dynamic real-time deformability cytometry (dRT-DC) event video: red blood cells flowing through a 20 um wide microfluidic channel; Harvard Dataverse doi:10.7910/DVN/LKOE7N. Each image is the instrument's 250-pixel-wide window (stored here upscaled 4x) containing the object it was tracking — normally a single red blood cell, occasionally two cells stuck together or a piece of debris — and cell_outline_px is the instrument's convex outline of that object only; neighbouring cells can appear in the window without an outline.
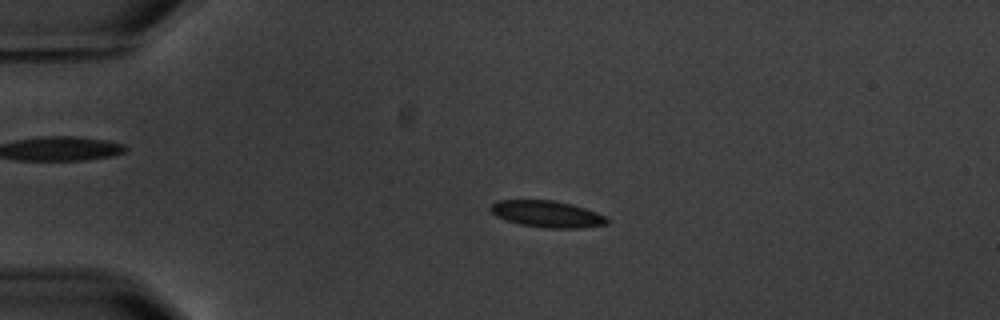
{"species": "common noctule bat (a hibernating species)", "species_latin": "Nyctalus noctula", "temperature_condition": "warm", "stored_images_in_passage": 4, "camera_frame_rate_fps": 3000, "um_per_image_px": 0.085, "animal": {"sex": "male", "body_mass_g": 20.1, "forearm_length_mm": 53.5}, "frame": {"image": 1, "passage_image": 3, "time_ms": 3.0, "image_size_px": [1000, 320], "cell_outline_px": [[608, 224], [580, 228], [544, 228], [520, 224], [504, 220], [496, 216], [488, 208], [492, 204], [500, 200], [556, 200], [572, 204], [596, 212], [604, 216], [608, 220]], "centroid_in_image_um": [46.48, 18.19], "position_along_channel_um": 38.5, "area_um2": 18.09}}